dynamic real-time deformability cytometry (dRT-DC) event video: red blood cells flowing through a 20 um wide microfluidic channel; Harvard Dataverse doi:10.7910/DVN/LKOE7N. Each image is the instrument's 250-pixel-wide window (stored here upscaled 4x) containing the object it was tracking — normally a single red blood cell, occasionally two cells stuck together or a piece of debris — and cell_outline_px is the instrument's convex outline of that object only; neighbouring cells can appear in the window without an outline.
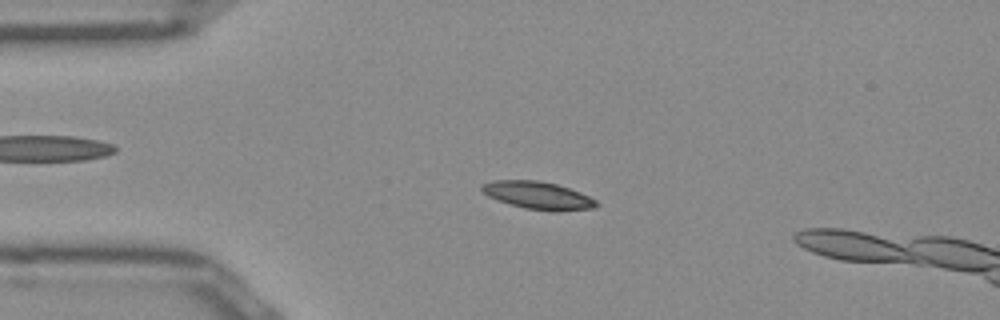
{"species": "Egyptian fruit bat (a non-hibernating species)", "species_latin": "Rousettus aegyptiacus", "temperature_condition": "room temperature", "stored_images_in_passage": 52, "camera_frame_rate_fps": 3000, "um_per_image_px": 0.085, "frame": {"image": 1, "passage_image": 11, "time_ms": 3.333, "image_size_px": [1000, 320], "cell_outline_px": [[600, 204], [592, 208], [556, 212], [524, 208], [508, 204], [496, 200], [488, 196], [480, 188], [480, 184], [492, 180], [536, 180], [556, 184], [580, 192], [596, 200]], "centroid_in_image_um": [45.69, 16.61], "position_along_channel_um": 39.3, "area_um2": 18.55}}
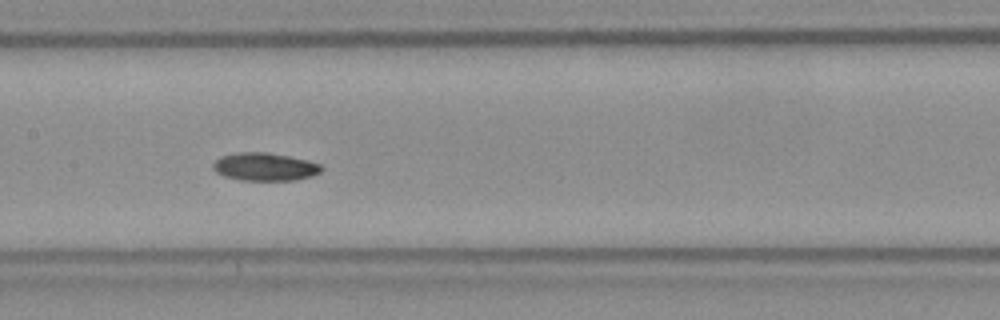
{"frame": {"image": 2, "passage_image": 24, "time_ms": 7.667, "image_size_px": [1000, 320], "cell_outline_px": [[324, 168], [320, 172], [312, 176], [296, 180], [240, 180], [224, 176], [216, 172], [212, 168], [212, 164], [220, 156], [236, 152], [268, 152], [308, 160], [320, 164]], "centroid_in_image_um": [22.5, 14.17], "position_along_channel_um": 184.9, "area_um2": 17.8}}
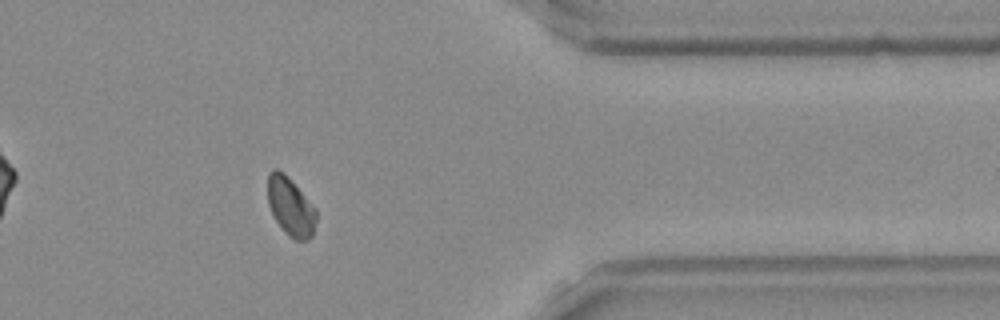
{"frame": {"image": 3, "passage_image": 41, "time_ms": 13.333, "image_size_px": [1000, 320], "cell_outline_px": [[316, 220], [312, 236], [308, 240], [296, 240], [288, 236], [276, 220], [268, 204], [268, 172], [272, 168], [276, 168], [284, 172], [316, 208]], "centroid_in_image_um": [24.7, 17.54], "position_along_channel_um": 386.7, "area_um2": 16.53}, "authors_computed_cell_mechanics": {"area_um2": 17.2244, "velocity_mm_per_s": 3.9179, "shape_relaxation_time_tau1_ms": 7.0179, "shape_relaxation_time_tau2_ms": null, "deformation_change_tau1": 0.1582, "deformation_change_tau2": null}}